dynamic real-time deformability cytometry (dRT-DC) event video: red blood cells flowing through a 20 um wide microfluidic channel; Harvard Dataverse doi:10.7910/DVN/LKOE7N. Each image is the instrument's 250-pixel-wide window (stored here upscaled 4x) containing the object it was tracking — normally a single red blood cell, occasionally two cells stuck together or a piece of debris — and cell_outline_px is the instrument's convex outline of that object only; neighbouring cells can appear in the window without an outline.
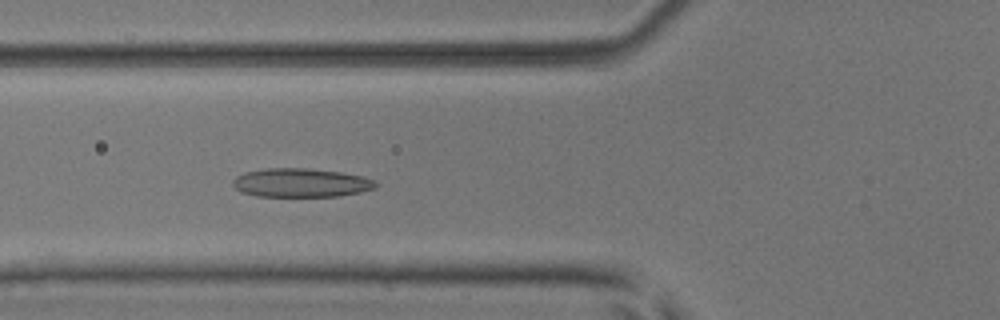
{"species": "common noctule bat (a hibernating species)", "species_latin": "Nyctalus noctula", "temperature_condition": "room temperature", "stored_images_in_passage": 53, "camera_frame_rate_fps": 3000, "um_per_image_px": 0.085, "animal": {"sex": "male", "body_mass_g": 17.9, "forearm_length_mm": 54.2}, "frame": {"image": 1, "passage_image": 20, "time_ms": 6.333, "image_size_px": [1000, 320], "cell_outline_px": [[380, 184], [376, 188], [360, 192], [336, 196], [256, 196], [244, 192], [236, 188], [232, 184], [232, 180], [236, 176], [244, 172], [268, 168], [304, 168], [340, 172], [360, 176], [376, 180]], "centroid_in_image_um": [25.6, 15.53], "position_along_channel_um": 100.2, "area_um2": 23.87}}
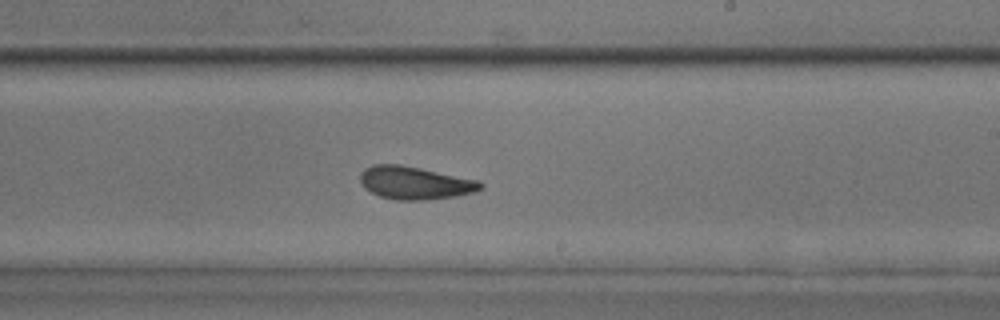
{"frame": {"image": 2, "passage_image": 32, "time_ms": 10.333, "image_size_px": [1000, 320], "cell_outline_px": [[484, 188], [476, 192], [456, 196], [428, 200], [396, 200], [380, 196], [372, 192], [360, 180], [360, 172], [364, 168], [372, 164], [400, 164], [480, 180], [484, 184]], "centroid_in_image_um": [35.33, 15.54], "position_along_channel_um": 253.7, "area_um2": 23.18}}
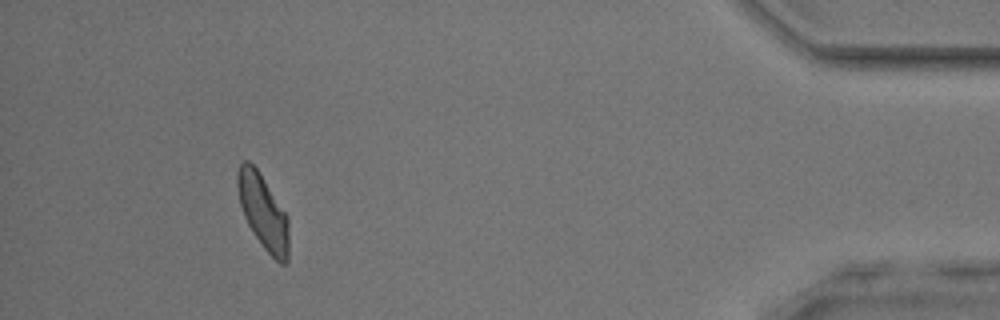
{"frame": {"image": 3, "passage_image": 49, "time_ms": 16.0, "image_size_px": [1000, 320], "cell_outline_px": [[288, 264], [280, 264], [264, 248], [252, 232], [244, 216], [240, 204], [236, 184], [236, 172], [240, 164], [244, 160], [248, 160], [256, 168], [288, 216]], "centroid_in_image_um": [22.35, 18.01], "position_along_channel_um": 412.8, "area_um2": 22.25}, "authors_computed_cell_mechanics": {"area_um2": 23.1778, "velocity_mm_per_s": 3.8493, "shape_relaxation_time_tau1_ms": 9.5545, "shape_relaxation_time_tau2_ms": 1.8576, "deformation_change_tau1": 0.2072, "deformation_change_tau2": 0.09}}